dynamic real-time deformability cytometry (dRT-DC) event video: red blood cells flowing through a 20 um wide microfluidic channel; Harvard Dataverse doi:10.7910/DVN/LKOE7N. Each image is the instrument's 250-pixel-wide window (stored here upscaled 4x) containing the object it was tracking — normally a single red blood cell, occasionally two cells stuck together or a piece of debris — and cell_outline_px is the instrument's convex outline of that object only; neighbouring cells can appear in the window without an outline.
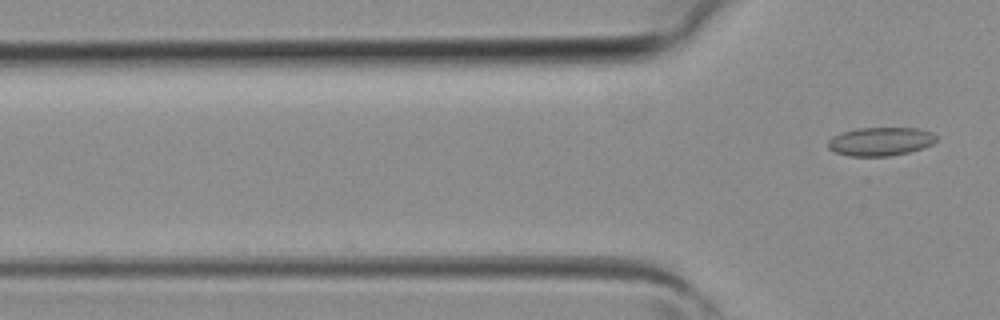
{"species": "common noctule bat (a hibernating species)", "species_latin": "Nyctalus noctula", "temperature_condition": "room temperature", "stored_images_in_passage": 5, "camera_frame_rate_fps": 3000, "um_per_image_px": 0.085, "animal": {"sex": "female", "body_mass_g": 19.3, "forearm_length_mm": 54.1}, "frame": {"image": 1, "passage_image": 5, "time_ms": 1.333, "image_size_px": [1000, 320], "cell_outline_px": [[936, 140], [932, 144], [908, 152], [888, 156], [848, 156], [836, 152], [828, 148], [828, 140], [832, 136], [844, 132], [860, 128], [920, 128], [932, 132], [936, 136]], "centroid_in_image_um": [74.83, 12.02], "position_along_channel_um": 51.0, "area_um2": 17.86}}